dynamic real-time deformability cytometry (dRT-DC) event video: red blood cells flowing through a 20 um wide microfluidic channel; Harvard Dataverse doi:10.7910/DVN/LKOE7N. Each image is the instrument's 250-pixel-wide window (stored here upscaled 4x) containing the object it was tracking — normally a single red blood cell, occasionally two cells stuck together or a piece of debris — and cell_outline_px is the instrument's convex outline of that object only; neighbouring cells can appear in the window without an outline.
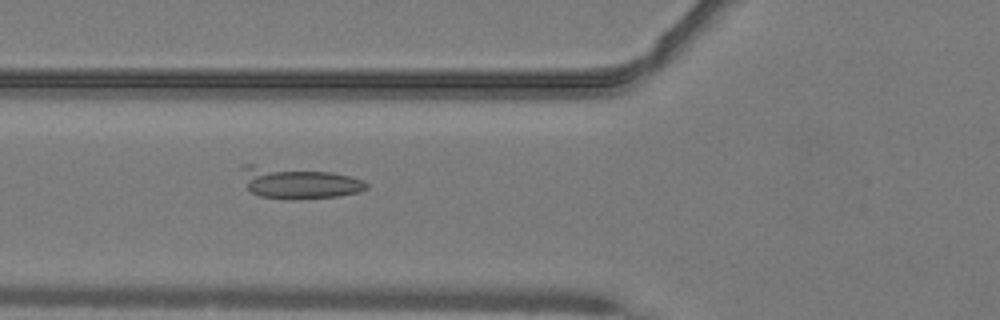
{"species": "common noctule bat (a hibernating species)", "species_latin": "Nyctalus noctula", "temperature_condition": "warm", "stored_images_in_passage": 52, "camera_frame_rate_fps": 3000, "um_per_image_px": 0.085, "animal": {"sex": "male", "body_mass_g": 19.2, "forearm_length_mm": 51.8}, "frame": {"image": 1, "passage_image": 20, "time_ms": 6.333, "image_size_px": [1000, 320], "cell_outline_px": [[368, 188], [360, 192], [340, 196], [260, 196], [252, 192], [248, 188], [240, 168], [240, 164], [252, 164], [332, 172], [348, 176], [360, 180], [368, 184]], "centroid_in_image_um": [25.35, 15.47], "position_along_channel_um": 100.4, "area_um2": 21.91}}
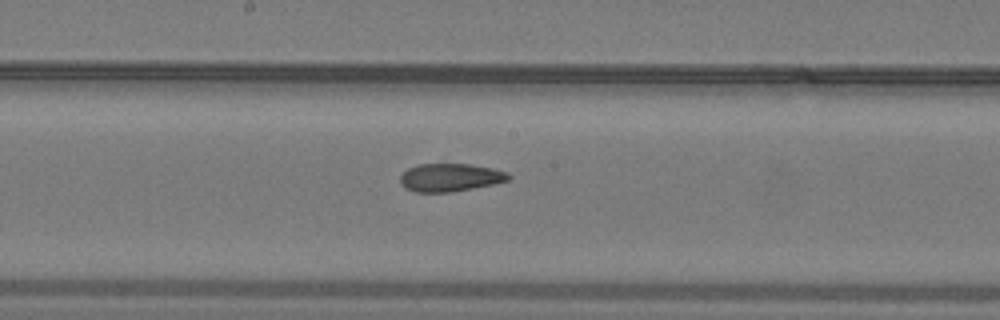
{"frame": {"image": 2, "passage_image": 28, "time_ms": 9.0, "image_size_px": [1000, 320], "cell_outline_px": [[512, 176], [508, 180], [492, 184], [452, 192], [416, 192], [404, 188], [400, 184], [400, 176], [408, 168], [420, 164], [468, 164], [492, 168], [508, 172]], "centroid_in_image_um": [38.25, 15.09], "position_along_channel_um": 210.0, "area_um2": 17.63}}
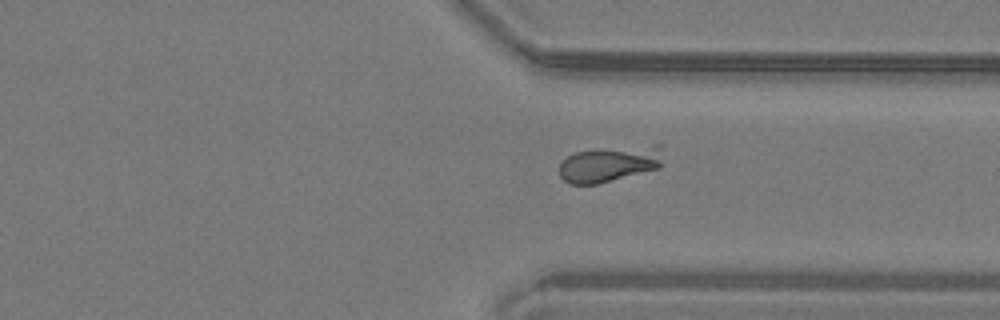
{"frame": {"image": 3, "passage_image": 39, "time_ms": 12.667, "image_size_px": [1000, 320], "cell_outline_px": [[664, 144], [660, 168], [596, 184], [568, 184], [560, 176], [560, 164], [568, 156], [576, 152], [652, 144]], "centroid_in_image_um": [51.88, 13.92], "position_along_channel_um": 359.5, "area_um2": 21.62}}